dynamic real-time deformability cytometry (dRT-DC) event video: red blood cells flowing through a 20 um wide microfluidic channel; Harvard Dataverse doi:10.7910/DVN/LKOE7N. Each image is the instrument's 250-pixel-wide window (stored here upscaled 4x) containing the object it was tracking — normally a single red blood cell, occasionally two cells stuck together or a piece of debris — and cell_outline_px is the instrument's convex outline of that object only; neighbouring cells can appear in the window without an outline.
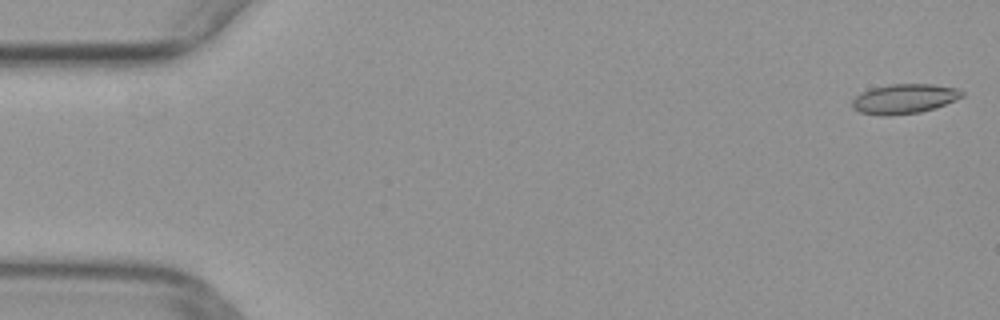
{"species": "common noctule bat (a hibernating species)", "species_latin": "Nyctalus noctula", "temperature_condition": "warm", "stored_images_in_passage": 50, "camera_frame_rate_fps": 3000, "um_per_image_px": 0.085, "animal": {"sex": "female", "body_mass_g": 29.2, "forearm_length_mm": 56.3}, "frame": {"image": 1, "passage_image": 1, "time_ms": 0.0, "image_size_px": [1000, 320], "cell_outline_px": [[964, 96], [956, 100], [936, 108], [920, 112], [888, 116], [884, 116], [860, 112], [852, 108], [852, 100], [856, 96], [872, 88], [892, 84], [932, 84], [956, 88], [964, 92]], "centroid_in_image_um": [76.89, 8.4], "position_along_channel_um": 8.1, "area_um2": 18.96}}
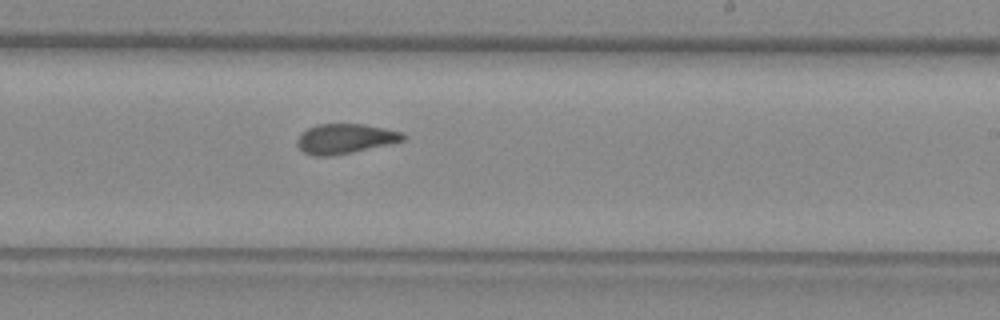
{"frame": {"image": 2, "passage_image": 30, "time_ms": 9.667, "image_size_px": [1000, 320], "cell_outline_px": [[404, 140], [388, 144], [352, 152], [328, 156], [316, 156], [304, 152], [296, 144], [296, 140], [308, 128], [316, 124], [364, 124], [404, 132]], "centroid_in_image_um": [29.33, 11.78], "position_along_channel_um": 259.7, "area_um2": 18.15}}
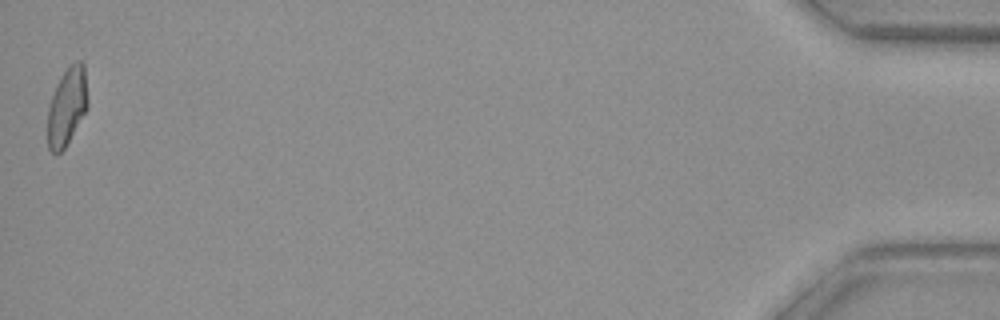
{"frame": {"image": 3, "passage_image": 50, "time_ms": 16.333, "image_size_px": [1000, 320], "cell_outline_px": [[88, 108], [64, 148], [60, 152], [52, 152], [48, 148], [48, 108], [56, 84], [64, 72], [76, 60], [80, 60], [84, 64], [88, 100]], "centroid_in_image_um": [5.71, 9.03], "position_along_channel_um": 429.5, "area_um2": 17.98}}